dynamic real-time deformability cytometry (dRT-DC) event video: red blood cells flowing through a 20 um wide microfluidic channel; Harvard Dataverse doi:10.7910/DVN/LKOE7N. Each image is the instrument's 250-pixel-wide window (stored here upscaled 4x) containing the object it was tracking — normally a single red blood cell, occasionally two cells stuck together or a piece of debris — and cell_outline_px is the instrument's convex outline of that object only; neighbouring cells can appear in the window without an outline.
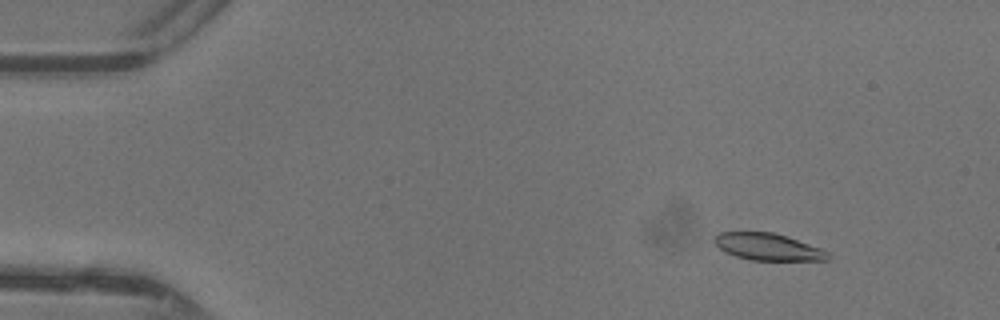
{"species": "common noctule bat (a hibernating species)", "species_latin": "Nyctalus noctula", "temperature_condition": "warm", "stored_images_in_passage": 46, "camera_frame_rate_fps": 3000, "um_per_image_px": 0.085, "animal": {"sex": "female"}, "frame": {"image": 1, "passage_image": 4, "time_ms": 1.0, "image_size_px": [1000, 320], "cell_outline_px": [[832, 256], [828, 260], [752, 260], [736, 256], [724, 252], [712, 240], [720, 232], [772, 232], [820, 248], [828, 252]], "centroid_in_image_um": [65.26, 20.99], "position_along_channel_um": 19.7, "area_um2": 17.57}}
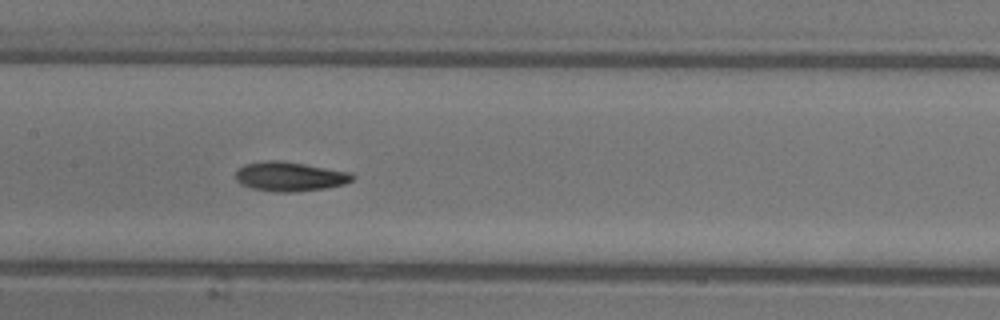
{"frame": {"image": 2, "passage_image": 22, "time_ms": 7.0, "image_size_px": [1000, 320], "cell_outline_px": [[356, 176], [352, 180], [344, 184], [324, 188], [292, 192], [276, 192], [252, 188], [240, 184], [236, 180], [236, 172], [244, 164], [268, 160], [284, 160], [352, 172]], "centroid_in_image_um": [24.65, 14.99], "position_along_channel_um": 182.7, "area_um2": 20.11}}
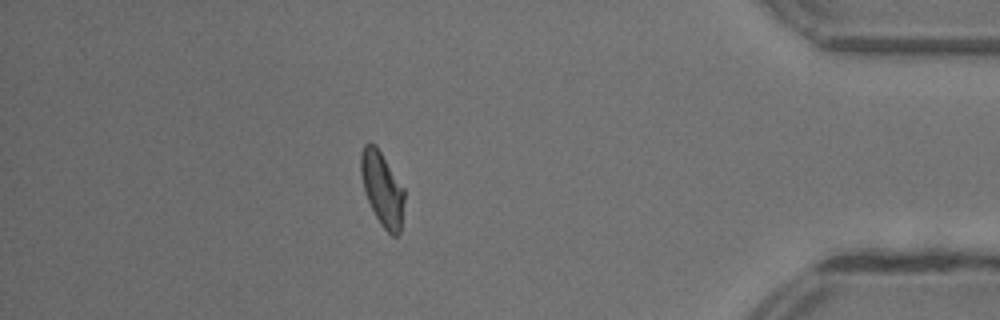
{"frame": {"image": 3, "passage_image": 40, "time_ms": 13.0, "image_size_px": [1000, 320], "cell_outline_px": [[404, 200], [400, 232], [396, 236], [392, 236], [380, 224], [364, 192], [360, 176], [360, 156], [364, 144], [376, 144], [404, 188]], "centroid_in_image_um": [32.47, 16.03], "position_along_channel_um": 402.7, "area_um2": 18.73}, "authors_computed_cell_mechanics": {"area_um2": 18.9006, "velocity_mm_per_s": 4.3903, "shape_relaxation_time_tau1_ms": 5.2936, "shape_relaxation_time_tau2_ms": 3.3222, "deformation_change_tau1": 0.1872, "deformation_change_tau2": 0.0867}}